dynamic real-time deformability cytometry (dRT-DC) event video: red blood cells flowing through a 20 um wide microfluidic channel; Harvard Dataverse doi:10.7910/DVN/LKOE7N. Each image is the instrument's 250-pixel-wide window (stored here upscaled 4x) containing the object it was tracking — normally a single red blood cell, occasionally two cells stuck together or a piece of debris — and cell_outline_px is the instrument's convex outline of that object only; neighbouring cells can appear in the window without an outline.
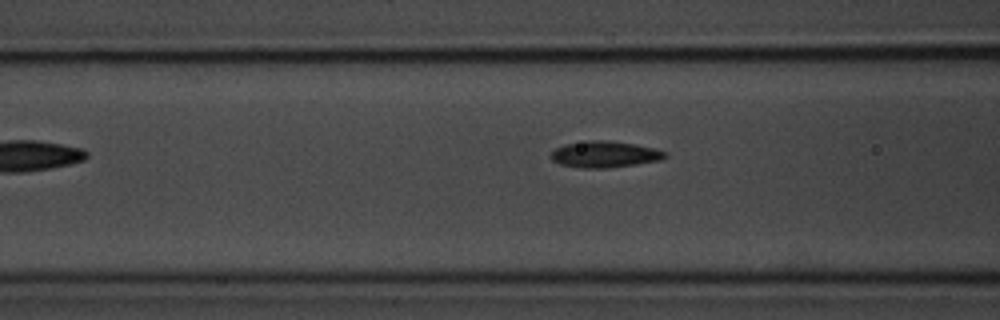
{"species": "common noctule bat (a hibernating species)", "species_latin": "Nyctalus noctula", "temperature_condition": "room temperature", "stored_images_in_passage": 11, "camera_frame_rate_fps": 3000, "um_per_image_px": 0.085, "animal": {"sex": "male", "body_mass_g": 20.1, "forearm_length_mm": 53.5}, "frame": {"image": 1, "passage_image": 8, "time_ms": 2.333, "image_size_px": [1000, 320], "cell_outline_px": [[668, 156], [660, 160], [636, 164], [604, 168], [584, 168], [560, 164], [552, 160], [548, 156], [556, 148], [564, 144], [588, 140], [608, 140], [636, 144], [656, 148], [664, 152]], "centroid_in_image_um": [51.38, 13.1], "position_along_channel_um": 115.2, "area_um2": 17.57}}